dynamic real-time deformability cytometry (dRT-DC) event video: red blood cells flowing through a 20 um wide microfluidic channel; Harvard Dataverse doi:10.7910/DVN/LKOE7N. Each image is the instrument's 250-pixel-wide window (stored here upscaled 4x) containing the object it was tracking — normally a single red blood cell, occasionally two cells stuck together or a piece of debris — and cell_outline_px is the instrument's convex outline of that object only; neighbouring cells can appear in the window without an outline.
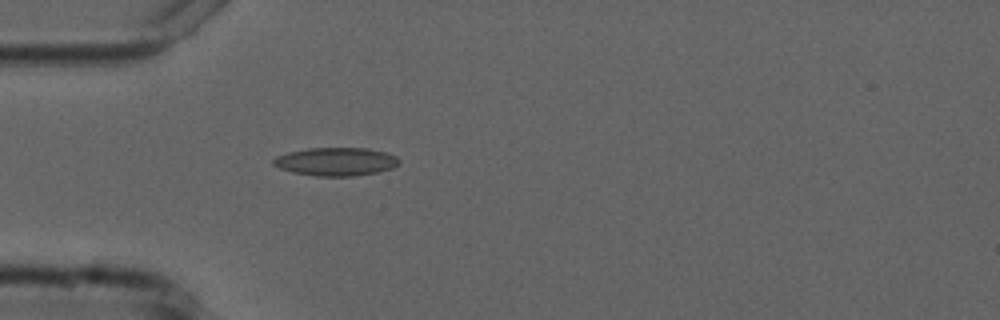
{"species": "common noctule bat (a hibernating species)", "species_latin": "Nyctalus noctula", "temperature_condition": "cold", "stored_images_in_passage": 1, "camera_frame_rate_fps": 3000, "um_per_image_px": 0.085, "animal": {"sex": "male", "forearm_length_mm": 52.5}, "frame": {"image": 1, "passage_image": 1, "time_ms": 0.0, "image_size_px": [1000, 320], "cell_outline_px": [[400, 160], [392, 168], [376, 172], [352, 176], [316, 176], [292, 172], [280, 168], [272, 164], [272, 160], [276, 156], [288, 152], [308, 148], [368, 148], [384, 152], [396, 156]], "centroid_in_image_um": [28.51, 13.73], "position_along_channel_um": 56.5, "area_um2": 20.58}}